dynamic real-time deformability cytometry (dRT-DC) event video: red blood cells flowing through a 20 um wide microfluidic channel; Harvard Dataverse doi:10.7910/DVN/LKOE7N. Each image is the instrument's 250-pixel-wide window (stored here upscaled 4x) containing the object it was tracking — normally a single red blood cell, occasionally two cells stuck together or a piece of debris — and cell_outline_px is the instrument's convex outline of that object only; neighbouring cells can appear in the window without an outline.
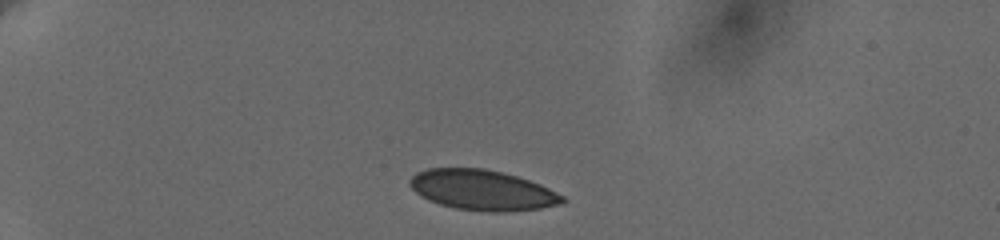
{"species": "human", "species_latin": "Homo sapiens", "temperature_condition": "cold", "stored_images_in_passage": 12, "camera_frame_rate_fps": 3000, "um_per_image_px": 0.085, "donor": {"sex": "female"}, "frame": {"image": 1, "passage_image": 1, "time_ms": 0.0, "image_size_px": [1000, 240], "cell_outline_px": [[568, 200], [564, 204], [540, 208], [504, 212], [488, 212], [456, 208], [440, 204], [428, 200], [420, 196], [408, 184], [408, 180], [416, 172], [428, 168], [484, 168], [516, 176], [540, 184], [564, 196]], "centroid_in_image_um": [41.0, 16.16], "position_along_channel_um": 44.0, "area_um2": 35.95}}